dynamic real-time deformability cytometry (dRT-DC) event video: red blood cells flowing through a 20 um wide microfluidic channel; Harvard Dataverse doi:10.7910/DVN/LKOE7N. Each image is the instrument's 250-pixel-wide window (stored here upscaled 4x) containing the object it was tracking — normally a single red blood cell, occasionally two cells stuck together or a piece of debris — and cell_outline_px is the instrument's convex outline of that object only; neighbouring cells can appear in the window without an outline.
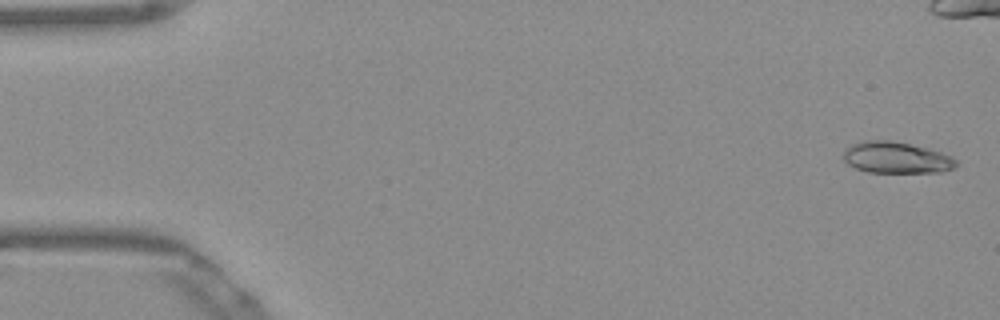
{"species": "Egyptian fruit bat (a non-hibernating species)", "species_latin": "Rousettus aegyptiacus", "temperature_condition": "warm", "stored_images_in_passage": 51, "camera_frame_rate_fps": 3000, "um_per_image_px": 0.085, "frame": {"image": 1, "passage_image": 2, "time_ms": 0.333, "image_size_px": [1000, 320], "cell_outline_px": [[960, 164], [952, 168], [940, 172], [868, 172], [856, 168], [848, 164], [844, 160], [844, 148], [852, 144], [864, 140], [888, 140], [928, 148], [952, 156]], "centroid_in_image_um": [76.18, 13.39], "position_along_channel_um": 8.8, "area_um2": 20.58}}
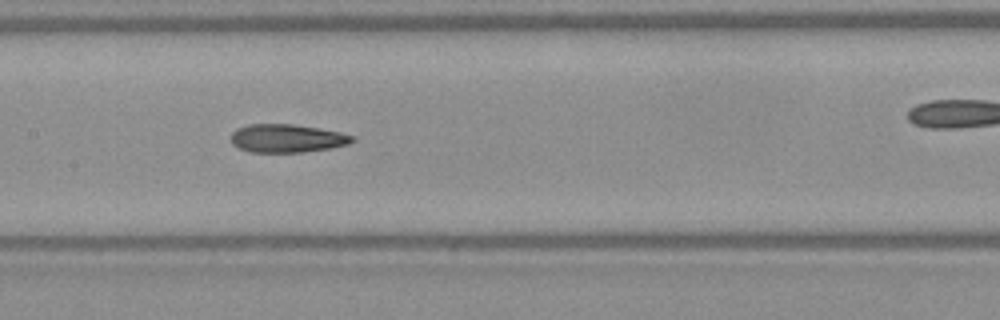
{"frame": {"image": 2, "passage_image": 26, "time_ms": 8.333, "image_size_px": [1000, 320], "cell_outline_px": [[356, 140], [348, 144], [328, 148], [304, 152], [248, 152], [232, 144], [232, 132], [236, 128], [248, 124], [292, 124], [340, 132], [352, 136]], "centroid_in_image_um": [24.36, 11.76], "position_along_channel_um": 183.0, "area_um2": 19.83}}
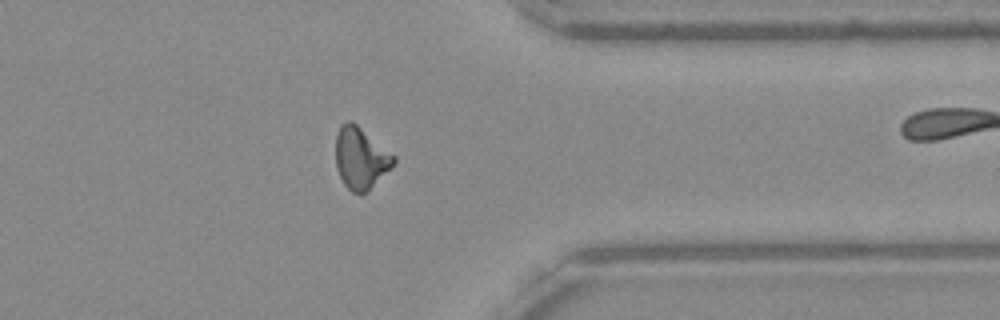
{"frame": {"image": 3, "passage_image": 42, "time_ms": 13.667, "image_size_px": [1000, 320], "cell_outline_px": [[396, 160], [368, 192], [352, 192], [344, 184], [336, 168], [336, 136], [340, 124], [348, 120], [352, 120], [396, 156]], "centroid_in_image_um": [30.64, 13.4], "position_along_channel_um": 380.8, "area_um2": 20.69}}